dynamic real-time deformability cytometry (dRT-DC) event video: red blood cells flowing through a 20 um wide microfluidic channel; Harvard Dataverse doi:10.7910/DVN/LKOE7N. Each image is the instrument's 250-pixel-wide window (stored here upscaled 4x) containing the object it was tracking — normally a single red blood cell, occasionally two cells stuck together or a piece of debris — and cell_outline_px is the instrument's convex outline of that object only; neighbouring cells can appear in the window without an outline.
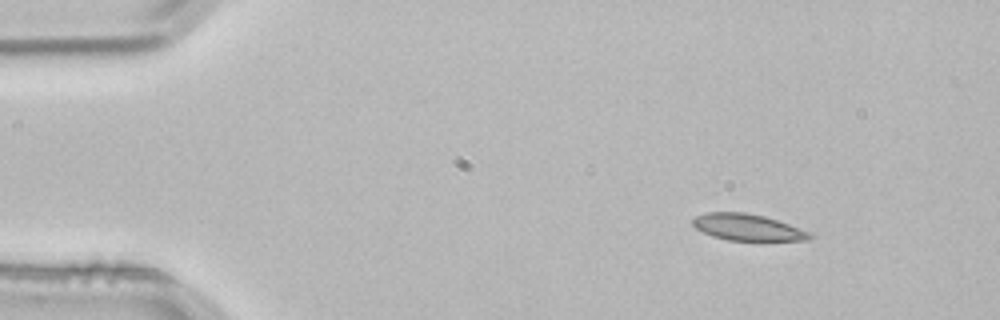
{"species": "common noctule bat (a hibernating species)", "species_latin": "Nyctalus noctula", "temperature_condition": "room temperature", "stored_images_in_passage": 5, "segment_of_instrument_passage": [2, 2], "camera_frame_rate_fps": 3000, "um_per_image_px": 0.085, "animal": {"sex": "male", "body_mass_g": 21.5, "forearm_length_mm": 52.0}, "frame": {"image": 1, "passage_image": 5, "time_ms": 1.333, "image_size_px": [1000, 320], "cell_outline_px": [[812, 236], [808, 240], [728, 240], [712, 236], [696, 228], [692, 224], [692, 220], [696, 216], [708, 212], [744, 212], [764, 216], [812, 232]], "centroid_in_image_um": [63.54, 19.31], "position_along_channel_um": 21.5, "area_um2": 17.86}}